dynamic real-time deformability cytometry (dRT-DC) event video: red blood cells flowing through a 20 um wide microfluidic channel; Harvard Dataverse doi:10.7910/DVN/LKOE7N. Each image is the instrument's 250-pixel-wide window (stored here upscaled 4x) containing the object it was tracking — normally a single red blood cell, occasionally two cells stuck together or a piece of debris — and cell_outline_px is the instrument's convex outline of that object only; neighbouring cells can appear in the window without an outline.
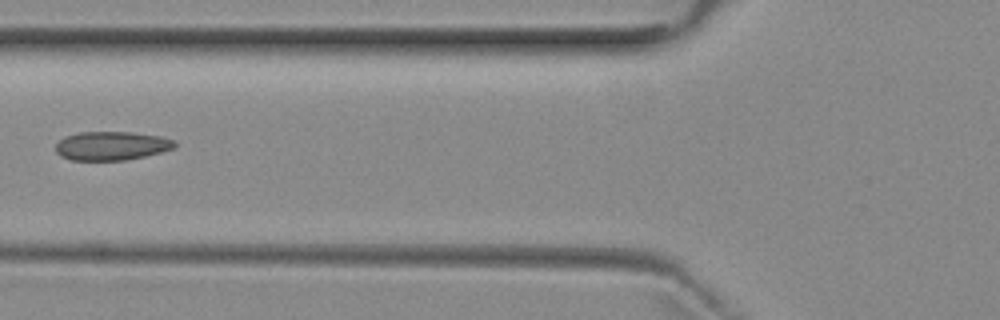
{"species": "common noctule bat (a hibernating species)", "species_latin": "Nyctalus noctula", "temperature_condition": "room temperature", "stored_images_in_passage": 6, "camera_frame_rate_fps": 3000, "um_per_image_px": 0.085, "animal": {"sex": "female", "body_mass_g": 29.2, "forearm_length_mm": 56.3}, "frame": {"image": 1, "passage_image": 6, "time_ms": 5.667, "image_size_px": [1000, 320], "cell_outline_px": [[176, 144], [172, 148], [160, 152], [144, 156], [124, 160], [72, 160], [60, 156], [56, 152], [56, 144], [64, 136], [80, 132], [132, 132], [160, 136], [176, 140]], "centroid_in_image_um": [9.46, 12.39], "position_along_channel_um": 116.3, "area_um2": 19.88}}